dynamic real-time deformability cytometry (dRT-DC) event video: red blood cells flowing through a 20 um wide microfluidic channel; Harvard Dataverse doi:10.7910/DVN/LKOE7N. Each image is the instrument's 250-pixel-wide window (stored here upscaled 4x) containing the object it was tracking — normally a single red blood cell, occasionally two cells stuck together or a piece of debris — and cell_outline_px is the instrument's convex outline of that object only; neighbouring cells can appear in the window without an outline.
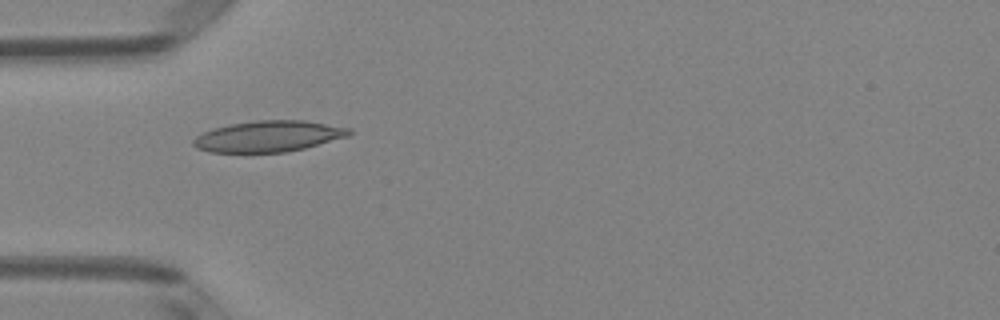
{"species": "Egyptian fruit bat (a non-hibernating species)", "species_latin": "Rousettus aegyptiacus", "temperature_condition": "room temperature", "stored_images_in_passage": 7, "camera_frame_rate_fps": 3000, "um_per_image_px": 0.085, "animal": {"sex": "female"}, "frame": {"image": 1, "passage_image": 4, "time_ms": 1.0, "image_size_px": [1000, 320], "cell_outline_px": [[352, 132], [348, 136], [304, 148], [284, 152], [208, 152], [196, 148], [192, 144], [192, 140], [196, 136], [204, 132], [216, 128], [232, 124], [256, 120], [304, 120], [352, 128]], "centroid_in_image_um": [22.82, 11.58], "position_along_channel_um": 62.2, "area_um2": 28.03}}
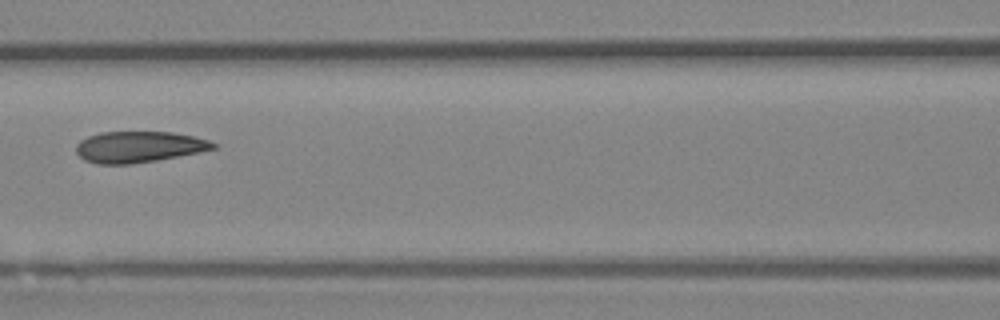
{"frame": {"image": 2, "passage_image": 6, "time_ms": 1.667, "image_size_px": [1000, 320], "cell_outline_px": [[216, 148], [156, 160], [132, 164], [96, 164], [84, 160], [76, 152], [76, 144], [80, 140], [88, 136], [100, 132], [172, 132], [192, 136], [208, 140], [216, 144]], "centroid_in_image_um": [11.73, 12.48], "position_along_channel_um": 154.9, "area_um2": 24.68}}
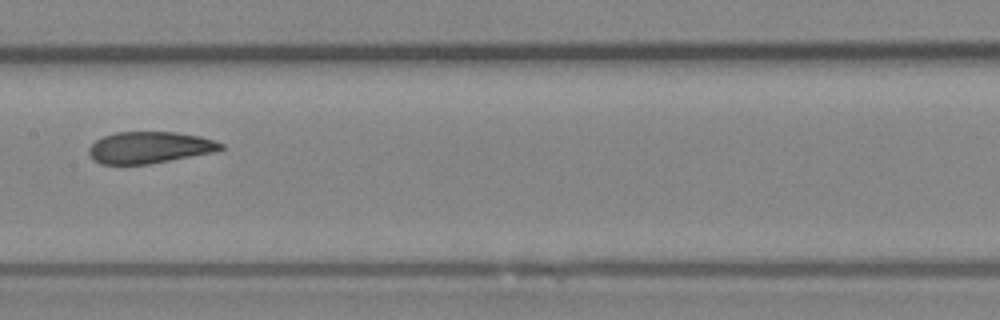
{"frame": {"image": 3, "passage_image": 7, "time_ms": 2.0, "image_size_px": [1000, 320], "cell_outline_px": [[224, 148], [216, 152], [148, 164], [100, 164], [92, 160], [88, 152], [88, 148], [96, 140], [104, 136], [116, 132], [176, 132], [200, 136], [224, 144]], "centroid_in_image_um": [12.7, 12.54], "position_along_channel_um": 194.7, "area_um2": 24.39}}